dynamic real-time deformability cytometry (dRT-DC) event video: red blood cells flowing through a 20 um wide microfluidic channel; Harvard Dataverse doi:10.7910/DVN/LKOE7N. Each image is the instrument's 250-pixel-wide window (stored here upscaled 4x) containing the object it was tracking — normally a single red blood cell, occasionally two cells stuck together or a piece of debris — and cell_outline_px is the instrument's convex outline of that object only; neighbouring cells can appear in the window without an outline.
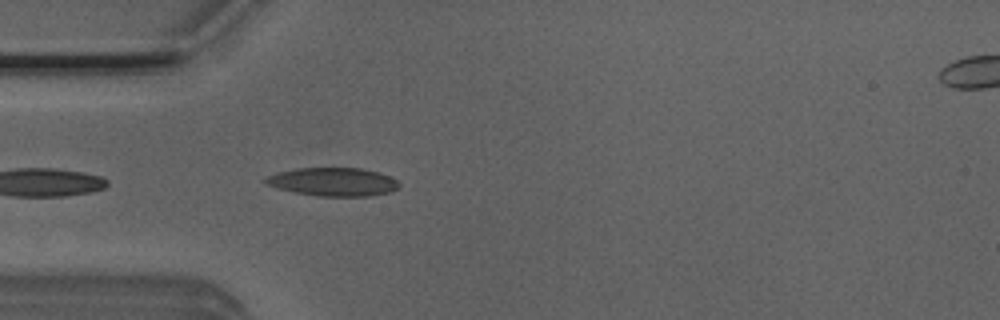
{"species": "Egyptian fruit bat (a non-hibernating species)", "species_latin": "Rousettus aegyptiacus", "temperature_condition": "room temperature", "stored_images_in_passage": 6, "camera_frame_rate_fps": 3000, "um_per_image_px": 0.085, "animal": {"sex": "male"}, "frame": {"image": 1, "passage_image": 5, "time_ms": 1.333, "image_size_px": [1000, 320], "cell_outline_px": [[400, 184], [392, 192], [368, 196], [316, 196], [276, 188], [264, 184], [264, 180], [268, 176], [276, 172], [296, 168], [360, 168], [376, 172], [388, 176], [396, 180]], "centroid_in_image_um": [28.27, 15.46], "position_along_channel_um": 56.7, "area_um2": 22.02}}